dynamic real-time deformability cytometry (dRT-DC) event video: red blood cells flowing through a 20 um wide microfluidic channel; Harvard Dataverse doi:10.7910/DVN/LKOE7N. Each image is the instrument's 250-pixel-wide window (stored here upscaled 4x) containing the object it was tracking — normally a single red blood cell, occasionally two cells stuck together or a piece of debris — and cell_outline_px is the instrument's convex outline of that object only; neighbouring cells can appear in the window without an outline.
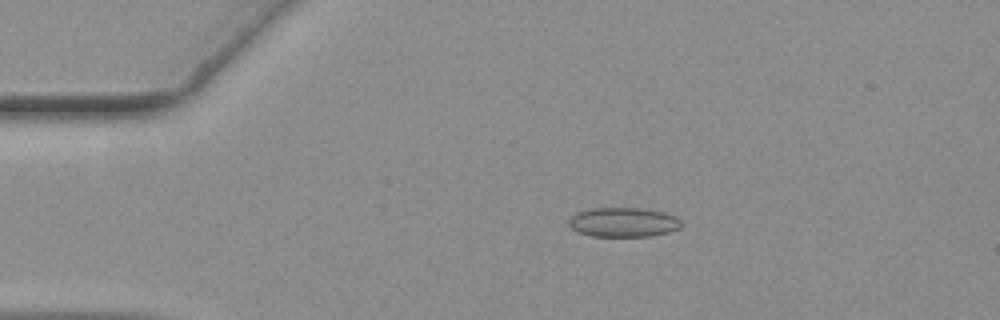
{"species": "common noctule bat (a hibernating species)", "species_latin": "Nyctalus noctula", "temperature_condition": "warm", "stored_images_in_passage": 57, "camera_frame_rate_fps": 3000, "um_per_image_px": 0.085, "animal": {"sex": "female", "body_mass_g": 19.3, "forearm_length_mm": 54.1}, "frame": {"image": 1, "passage_image": 12, "time_ms": 3.667, "image_size_px": [1000, 320], "cell_outline_px": [[680, 228], [668, 232], [648, 236], [592, 236], [580, 232], [572, 228], [568, 224], [568, 220], [576, 212], [592, 208], [640, 208], [664, 212], [680, 220]], "centroid_in_image_um": [52.95, 18.88], "position_along_channel_um": 32.1, "area_um2": 19.07}}
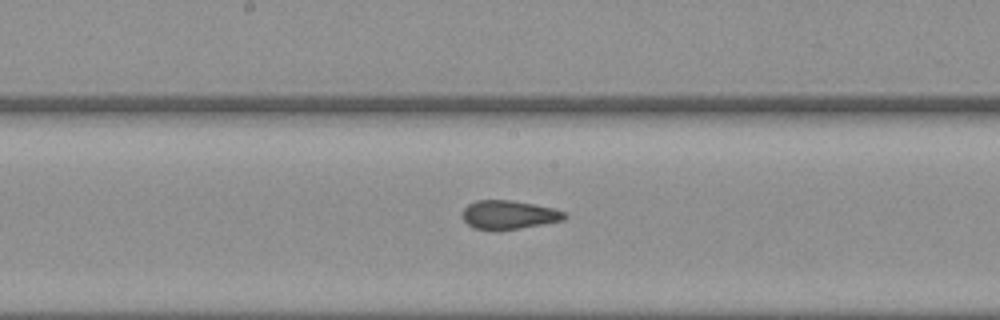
{"frame": {"image": 2, "passage_image": 30, "time_ms": 9.667, "image_size_px": [1000, 320], "cell_outline_px": [[568, 216], [564, 220], [520, 228], [476, 228], [468, 224], [460, 216], [460, 212], [468, 204], [476, 200], [512, 200], [556, 208], [564, 212]], "centroid_in_image_um": [43.26, 18.22], "position_along_channel_um": 204.9, "area_um2": 16.88}}
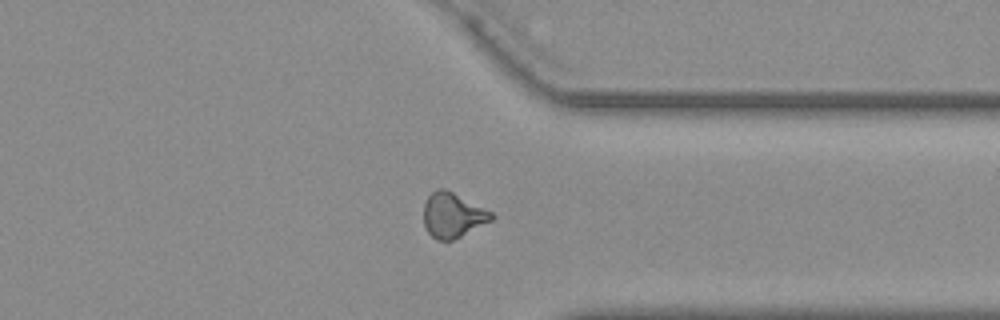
{"frame": {"image": 3, "passage_image": 44, "time_ms": 14.333, "image_size_px": [1000, 320], "cell_outline_px": [[496, 216], [492, 220], [452, 240], [436, 240], [428, 232], [424, 224], [424, 204], [428, 196], [436, 188], [444, 188], [492, 212]], "centroid_in_image_um": [38.46, 18.28], "position_along_channel_um": 372.9, "area_um2": 17.46}, "authors_computed_cell_mechanics": {"area_um2": 17.918, "velocity_mm_per_s": 3.665, "shape_relaxation_time_tau1_ms": null, "shape_relaxation_time_tau2_ms": 1.6723, "deformation_change_tau1": null, "deformation_change_tau2": 0.0708}}